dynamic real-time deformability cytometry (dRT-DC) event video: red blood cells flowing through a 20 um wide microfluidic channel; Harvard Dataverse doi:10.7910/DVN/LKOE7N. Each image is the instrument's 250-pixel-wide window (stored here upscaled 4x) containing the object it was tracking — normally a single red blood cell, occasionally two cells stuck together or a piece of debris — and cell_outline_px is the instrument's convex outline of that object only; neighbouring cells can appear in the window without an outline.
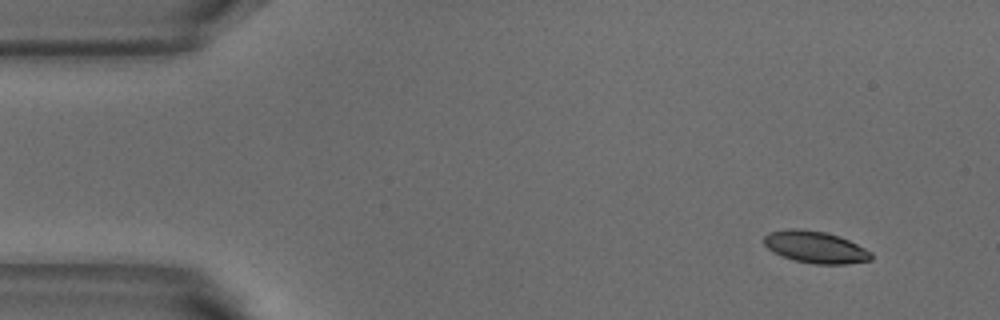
{"species": "common noctule bat (a hibernating species)", "species_latin": "Nyctalus noctula", "temperature_condition": "warm", "stored_images_in_passage": 49, "camera_frame_rate_fps": 3000, "um_per_image_px": 0.085, "animal": {"sex": "male", "body_mass_g": 18.8}, "frame": {"image": 1, "passage_image": 1, "time_ms": 0.0, "image_size_px": [1000, 320], "cell_outline_px": [[872, 260], [848, 264], [816, 264], [796, 260], [772, 252], [764, 244], [764, 236], [768, 232], [788, 228], [800, 228], [824, 232], [840, 236], [872, 252]], "centroid_in_image_um": [69.3, 20.99], "position_along_channel_um": 15.7, "area_um2": 19.94}}
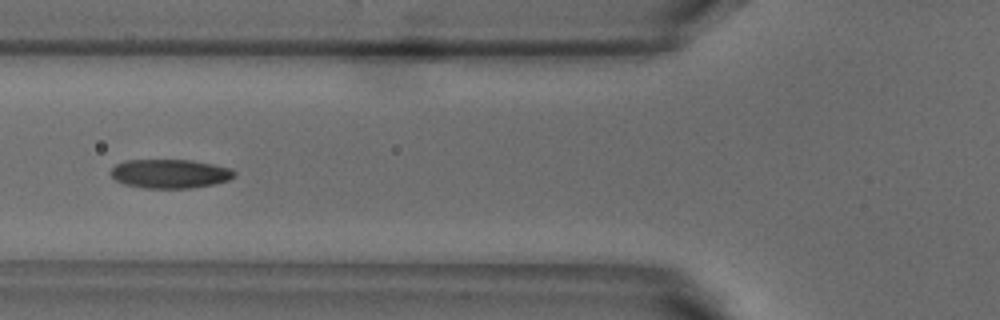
{"frame": {"image": 2, "passage_image": 16, "time_ms": 5.0, "image_size_px": [1000, 320], "cell_outline_px": [[236, 176], [228, 180], [212, 184], [188, 188], [144, 188], [124, 184], [116, 180], [108, 172], [116, 164], [124, 160], [192, 160], [232, 168], [236, 172]], "centroid_in_image_um": [14.44, 14.76], "position_along_channel_um": 111.4, "area_um2": 20.92}}
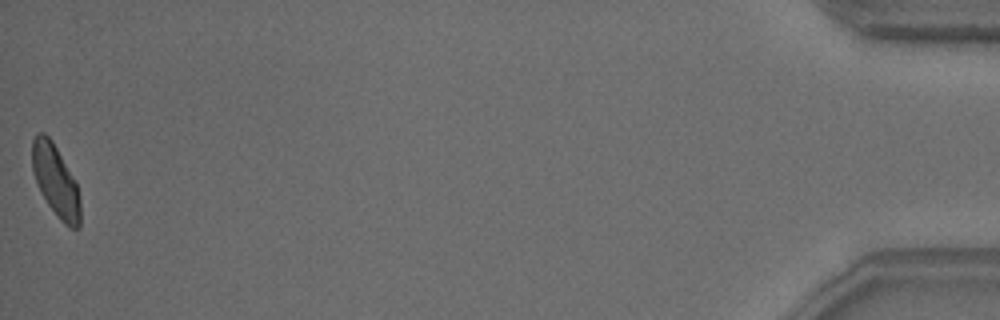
{"frame": {"image": 3, "passage_image": 49, "time_ms": 16.0, "image_size_px": [1000, 320], "cell_outline_px": [[80, 228], [68, 228], [56, 216], [40, 192], [32, 172], [32, 140], [40, 132], [44, 132], [52, 140], [76, 180], [80, 200]], "centroid_in_image_um": [4.74, 15.39], "position_along_channel_um": 430.5, "area_um2": 20.35}, "authors_computed_cell_mechanics": {"area_um2": 20.6346, "velocity_mm_per_s": 3.806, "shape_relaxation_time_tau1_ms": 3.7897, "shape_relaxation_time_tau2_ms": 3.294, "deformation_change_tau1": 0.1287, "deformation_change_tau2": 0.0629}}